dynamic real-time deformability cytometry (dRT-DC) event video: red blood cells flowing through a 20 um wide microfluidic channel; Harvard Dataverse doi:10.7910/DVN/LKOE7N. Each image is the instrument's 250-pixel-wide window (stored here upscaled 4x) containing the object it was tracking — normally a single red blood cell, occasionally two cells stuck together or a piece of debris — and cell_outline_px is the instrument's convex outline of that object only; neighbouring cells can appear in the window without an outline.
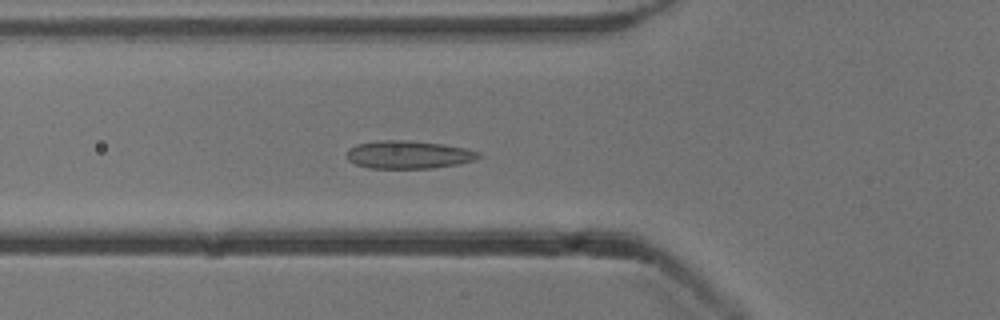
{"species": "common noctule bat (a hibernating species)", "species_latin": "Nyctalus noctula", "temperature_condition": "cold", "stored_images_in_passage": 53, "camera_frame_rate_fps": 3000, "um_per_image_px": 0.085, "animal": {"sex": "male", "body_mass_g": 13.3}, "frame": {"image": 1, "passage_image": 19, "time_ms": 6.0, "image_size_px": [1000, 320], "cell_outline_px": [[484, 156], [476, 160], [456, 164], [432, 168], [368, 168], [356, 164], [348, 160], [348, 148], [356, 144], [376, 140], [408, 140], [444, 144], [468, 148], [480, 152]], "centroid_in_image_um": [34.77, 13.13], "position_along_channel_um": 91.0, "area_um2": 21.73}}
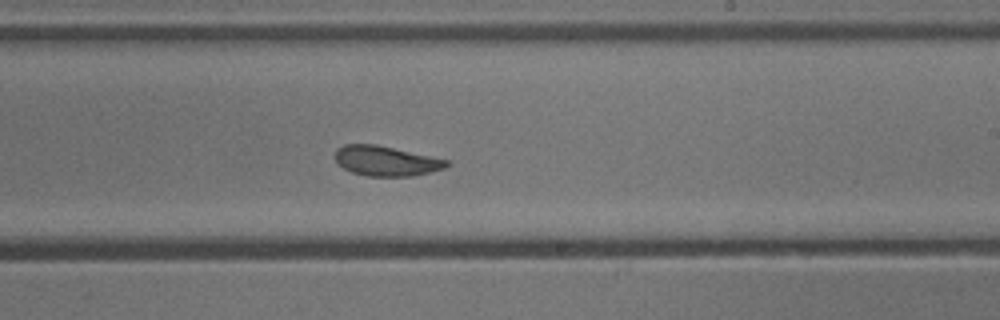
{"frame": {"image": 2, "passage_image": 32, "time_ms": 10.333, "image_size_px": [1000, 320], "cell_outline_px": [[448, 164], [444, 168], [412, 176], [368, 176], [352, 172], [344, 168], [336, 160], [336, 148], [344, 144], [376, 144], [448, 160]], "centroid_in_image_um": [32.78, 13.67], "position_along_channel_um": 256.2, "area_um2": 19.13}}
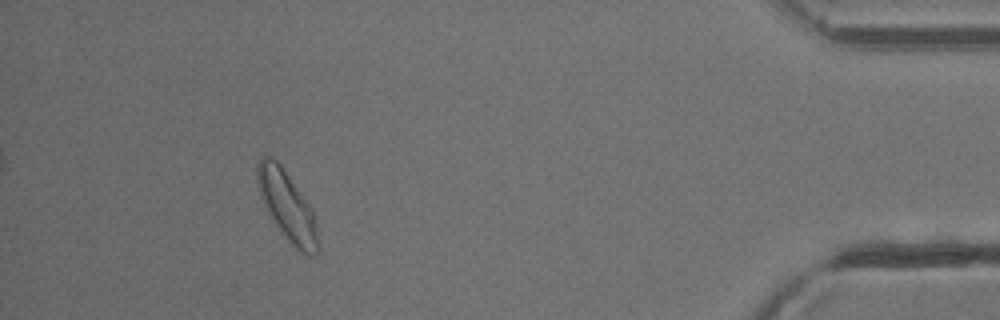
{"frame": {"image": 3, "passage_image": 49, "time_ms": 16.0, "image_size_px": [1000, 320], "cell_outline_px": [[316, 252], [312, 256], [308, 256], [300, 252], [288, 240], [268, 216], [260, 196], [256, 180], [256, 168], [260, 156], [268, 156], [276, 160], [280, 164], [312, 208], [316, 224]], "centroid_in_image_um": [24.35, 17.47], "position_along_channel_um": 410.9, "area_um2": 24.28}, "authors_computed_cell_mechanics": {"area_um2": 21.5016, "velocity_mm_per_s": 3.8031, "shape_relaxation_time_tau1_ms": 7.6318, "shape_relaxation_time_tau2_ms": 3.9902, "deformation_change_tau1": 0.1744, "deformation_change_tau2": 0.0781}}